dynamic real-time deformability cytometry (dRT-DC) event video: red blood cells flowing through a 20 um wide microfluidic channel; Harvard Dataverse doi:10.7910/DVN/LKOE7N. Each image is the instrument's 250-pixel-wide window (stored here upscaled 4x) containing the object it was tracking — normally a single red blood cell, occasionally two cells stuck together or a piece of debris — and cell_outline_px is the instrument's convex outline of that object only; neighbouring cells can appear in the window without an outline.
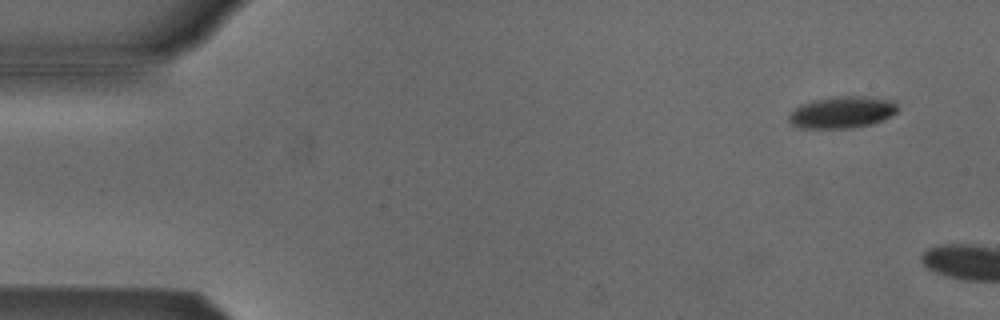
{"species": "Egyptian fruit bat (a non-hibernating species)", "species_latin": "Rousettus aegyptiacus", "temperature_condition": "cold", "stored_images_in_passage": 5, "camera_frame_rate_fps": 3000, "um_per_image_px": 0.085, "animal": {"sex": "male"}, "frame": {"image": 1, "passage_image": 2, "time_ms": 0.333, "image_size_px": [1000, 320], "cell_outline_px": [[900, 108], [892, 116], [884, 120], [872, 124], [852, 128], [800, 128], [792, 124], [788, 120], [788, 116], [800, 104], [812, 100], [832, 96], [864, 96], [896, 100]], "centroid_in_image_um": [71.63, 9.53], "position_along_channel_um": 13.4, "area_um2": 20.58}}